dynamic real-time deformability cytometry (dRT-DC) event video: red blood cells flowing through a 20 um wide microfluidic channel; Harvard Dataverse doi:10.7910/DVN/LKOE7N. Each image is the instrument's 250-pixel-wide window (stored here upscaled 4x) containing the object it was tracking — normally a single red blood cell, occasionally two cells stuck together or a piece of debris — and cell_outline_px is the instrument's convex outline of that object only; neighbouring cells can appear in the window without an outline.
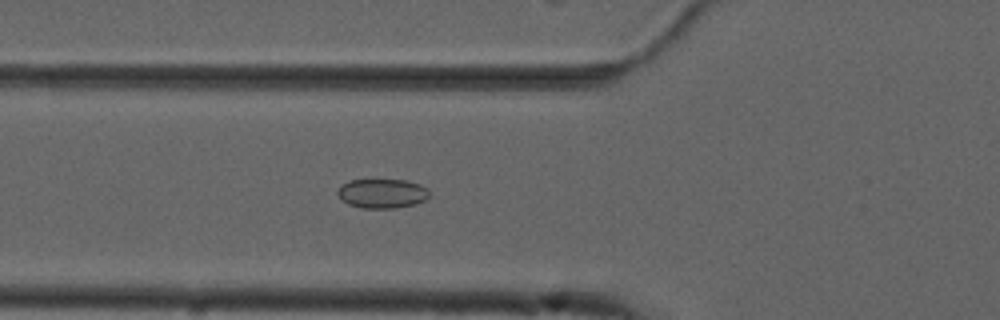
{"species": "common noctule bat (a hibernating species)", "species_latin": "Nyctalus noctula", "temperature_condition": "cold", "stored_images_in_passage": 34, "camera_frame_rate_fps": 3000, "um_per_image_px": 0.085, "animal": {"sex": "male", "forearm_length_mm": 52.5}, "frame": {"image": 1, "passage_image": 3, "time_ms": 0.667, "image_size_px": [1000, 320], "cell_outline_px": [[428, 196], [424, 200], [416, 204], [396, 208], [364, 208], [348, 204], [340, 200], [336, 192], [344, 184], [352, 180], [404, 180], [420, 184], [428, 188]], "centroid_in_image_um": [32.49, 16.45], "position_along_channel_um": 93.3, "area_um2": 15.61}}
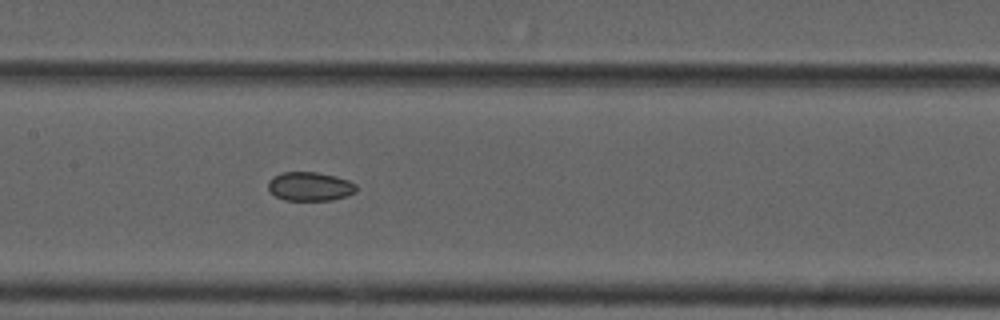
{"frame": {"image": 2, "passage_image": 10, "time_ms": 3.0, "image_size_px": [1000, 320], "cell_outline_px": [[356, 192], [348, 196], [332, 200], [284, 200], [276, 196], [268, 188], [268, 180], [284, 172], [316, 172], [336, 176], [348, 180], [356, 184]], "centroid_in_image_um": [26.38, 15.85], "position_along_channel_um": 181.0, "area_um2": 14.8}}
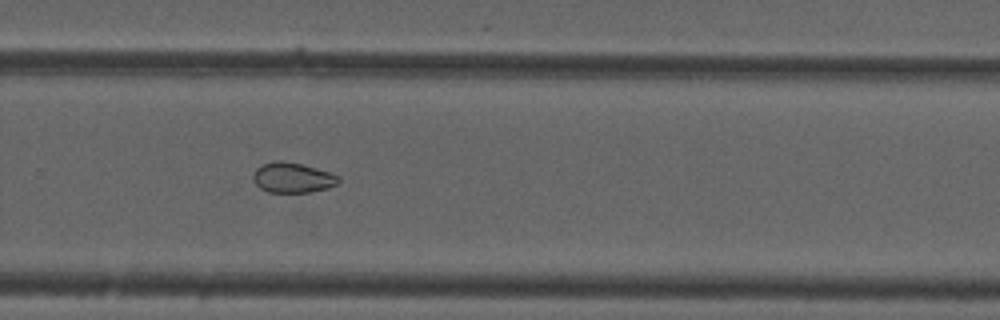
{"frame": {"image": 3, "passage_image": 20, "time_ms": 6.333, "image_size_px": [1000, 320], "cell_outline_px": [[340, 180], [336, 184], [328, 188], [312, 192], [268, 192], [260, 188], [252, 180], [252, 176], [256, 168], [260, 164], [276, 160], [280, 160], [300, 164], [316, 168], [340, 176]], "centroid_in_image_um": [24.84, 15.1], "position_along_channel_um": 305.0, "area_um2": 15.09}, "authors_computed_cell_mechanics": {"area_um2": 15.0569, "velocity_mm_per_s": 3.7346, "shape_relaxation_time_tau1_ms": null, "shape_relaxation_time_tau2_ms": 5.1012, "deformation_change_tau1": null, "deformation_change_tau2": 0.0686}}